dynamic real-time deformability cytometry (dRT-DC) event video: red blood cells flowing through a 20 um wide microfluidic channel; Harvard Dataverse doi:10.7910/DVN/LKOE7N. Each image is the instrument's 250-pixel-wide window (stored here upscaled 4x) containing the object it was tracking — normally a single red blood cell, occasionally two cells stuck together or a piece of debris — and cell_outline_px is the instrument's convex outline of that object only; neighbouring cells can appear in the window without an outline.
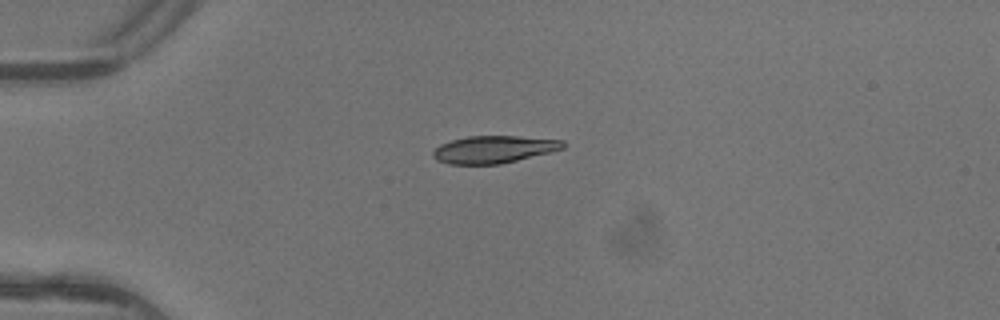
{"species": "common noctule bat (a hibernating species)", "species_latin": "Nyctalus noctula", "temperature_condition": "warm", "stored_images_in_passage": 3, "camera_frame_rate_fps": 3000, "um_per_image_px": 0.085, "animal": {"sex": "female"}, "frame": {"image": 1, "passage_image": 2, "time_ms": 0.333, "image_size_px": [1000, 320], "cell_outline_px": [[564, 148], [500, 164], [448, 164], [436, 160], [432, 156], [432, 152], [440, 144], [452, 140], [468, 136], [516, 136], [564, 140]], "centroid_in_image_um": [41.92, 12.69], "position_along_channel_um": 43.1, "area_um2": 20.52}}